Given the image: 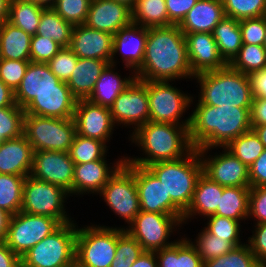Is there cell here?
<instances>
[{
    "instance_id": "94428289",
    "label": "cell",
    "mask_w": 266,
    "mask_h": 267,
    "mask_svg": "<svg viewBox=\"0 0 266 267\" xmlns=\"http://www.w3.org/2000/svg\"><path fill=\"white\" fill-rule=\"evenodd\" d=\"M253 97L266 99V68L249 75Z\"/></svg>"
},
{
    "instance_id": "8fae6325",
    "label": "cell",
    "mask_w": 266,
    "mask_h": 267,
    "mask_svg": "<svg viewBox=\"0 0 266 267\" xmlns=\"http://www.w3.org/2000/svg\"><path fill=\"white\" fill-rule=\"evenodd\" d=\"M103 202L109 206L114 215H118L124 225L120 226L126 229L141 211L138 196V190L135 183V164L124 163L98 194ZM126 222V223H125Z\"/></svg>"
},
{
    "instance_id": "003e7915",
    "label": "cell",
    "mask_w": 266,
    "mask_h": 267,
    "mask_svg": "<svg viewBox=\"0 0 266 267\" xmlns=\"http://www.w3.org/2000/svg\"><path fill=\"white\" fill-rule=\"evenodd\" d=\"M11 0H0V25L8 21Z\"/></svg>"
},
{
    "instance_id": "f907efd6",
    "label": "cell",
    "mask_w": 266,
    "mask_h": 267,
    "mask_svg": "<svg viewBox=\"0 0 266 267\" xmlns=\"http://www.w3.org/2000/svg\"><path fill=\"white\" fill-rule=\"evenodd\" d=\"M63 47L53 39L40 35L31 36L30 61L48 63Z\"/></svg>"
},
{
    "instance_id": "277c9868",
    "label": "cell",
    "mask_w": 266,
    "mask_h": 267,
    "mask_svg": "<svg viewBox=\"0 0 266 267\" xmlns=\"http://www.w3.org/2000/svg\"><path fill=\"white\" fill-rule=\"evenodd\" d=\"M193 80L198 83L197 87L199 85V94L198 97L193 94L191 104L251 108L253 95L249 75L233 70L229 65L197 74Z\"/></svg>"
},
{
    "instance_id": "7c38bea8",
    "label": "cell",
    "mask_w": 266,
    "mask_h": 267,
    "mask_svg": "<svg viewBox=\"0 0 266 267\" xmlns=\"http://www.w3.org/2000/svg\"><path fill=\"white\" fill-rule=\"evenodd\" d=\"M182 217L140 211L125 230L141 244L144 251L156 252L178 240L177 237L172 241L170 237L181 233Z\"/></svg>"
},
{
    "instance_id": "74e56055",
    "label": "cell",
    "mask_w": 266,
    "mask_h": 267,
    "mask_svg": "<svg viewBox=\"0 0 266 267\" xmlns=\"http://www.w3.org/2000/svg\"><path fill=\"white\" fill-rule=\"evenodd\" d=\"M25 177L0 174V208L11 215L21 211Z\"/></svg>"
},
{
    "instance_id": "f1b7e54d",
    "label": "cell",
    "mask_w": 266,
    "mask_h": 267,
    "mask_svg": "<svg viewBox=\"0 0 266 267\" xmlns=\"http://www.w3.org/2000/svg\"><path fill=\"white\" fill-rule=\"evenodd\" d=\"M117 68V65L110 63L106 66L96 81L95 88L88 98L89 101L110 108L120 93L136 78L134 72H128V76L122 77V74L119 73L120 69L117 71Z\"/></svg>"
},
{
    "instance_id": "ffe728a7",
    "label": "cell",
    "mask_w": 266,
    "mask_h": 267,
    "mask_svg": "<svg viewBox=\"0 0 266 267\" xmlns=\"http://www.w3.org/2000/svg\"><path fill=\"white\" fill-rule=\"evenodd\" d=\"M135 183L141 211L183 216L184 213L167 196L163 183L147 167L135 165Z\"/></svg>"
},
{
    "instance_id": "83f0119b",
    "label": "cell",
    "mask_w": 266,
    "mask_h": 267,
    "mask_svg": "<svg viewBox=\"0 0 266 267\" xmlns=\"http://www.w3.org/2000/svg\"><path fill=\"white\" fill-rule=\"evenodd\" d=\"M224 17L222 0H198L178 26L183 33H212Z\"/></svg>"
},
{
    "instance_id": "d4e9b609",
    "label": "cell",
    "mask_w": 266,
    "mask_h": 267,
    "mask_svg": "<svg viewBox=\"0 0 266 267\" xmlns=\"http://www.w3.org/2000/svg\"><path fill=\"white\" fill-rule=\"evenodd\" d=\"M33 148L22 134L0 143V174L29 176L33 166Z\"/></svg>"
},
{
    "instance_id": "ba28073f",
    "label": "cell",
    "mask_w": 266,
    "mask_h": 267,
    "mask_svg": "<svg viewBox=\"0 0 266 267\" xmlns=\"http://www.w3.org/2000/svg\"><path fill=\"white\" fill-rule=\"evenodd\" d=\"M23 134L33 151L69 152L76 135V124L74 118L25 114Z\"/></svg>"
},
{
    "instance_id": "91938a15",
    "label": "cell",
    "mask_w": 266,
    "mask_h": 267,
    "mask_svg": "<svg viewBox=\"0 0 266 267\" xmlns=\"http://www.w3.org/2000/svg\"><path fill=\"white\" fill-rule=\"evenodd\" d=\"M251 126L266 124V99L253 97L250 109Z\"/></svg>"
},
{
    "instance_id": "3957f363",
    "label": "cell",
    "mask_w": 266,
    "mask_h": 267,
    "mask_svg": "<svg viewBox=\"0 0 266 267\" xmlns=\"http://www.w3.org/2000/svg\"><path fill=\"white\" fill-rule=\"evenodd\" d=\"M131 143L138 146L142 157L125 156V162L147 167L160 161H174L188 155L194 147L189 139V125L150 122L140 126L131 135Z\"/></svg>"
},
{
    "instance_id": "4316f807",
    "label": "cell",
    "mask_w": 266,
    "mask_h": 267,
    "mask_svg": "<svg viewBox=\"0 0 266 267\" xmlns=\"http://www.w3.org/2000/svg\"><path fill=\"white\" fill-rule=\"evenodd\" d=\"M223 193V186L211 181L203 173L198 178L194 195L190 206L183 214L182 224H188L187 222L200 218H207L215 215L219 205L220 197Z\"/></svg>"
},
{
    "instance_id": "753ad0ef",
    "label": "cell",
    "mask_w": 266,
    "mask_h": 267,
    "mask_svg": "<svg viewBox=\"0 0 266 267\" xmlns=\"http://www.w3.org/2000/svg\"><path fill=\"white\" fill-rule=\"evenodd\" d=\"M263 46L266 48V34H265V39H264V45Z\"/></svg>"
},
{
    "instance_id": "52a82bcc",
    "label": "cell",
    "mask_w": 266,
    "mask_h": 267,
    "mask_svg": "<svg viewBox=\"0 0 266 267\" xmlns=\"http://www.w3.org/2000/svg\"><path fill=\"white\" fill-rule=\"evenodd\" d=\"M70 194L64 188L26 176L23 184L21 211L55 218L60 224L75 221L66 204Z\"/></svg>"
},
{
    "instance_id": "bcb514c9",
    "label": "cell",
    "mask_w": 266,
    "mask_h": 267,
    "mask_svg": "<svg viewBox=\"0 0 266 267\" xmlns=\"http://www.w3.org/2000/svg\"><path fill=\"white\" fill-rule=\"evenodd\" d=\"M24 109L17 104L0 108V143L23 134Z\"/></svg>"
},
{
    "instance_id": "6f0895ef",
    "label": "cell",
    "mask_w": 266,
    "mask_h": 267,
    "mask_svg": "<svg viewBox=\"0 0 266 267\" xmlns=\"http://www.w3.org/2000/svg\"><path fill=\"white\" fill-rule=\"evenodd\" d=\"M180 267H204L201 257L184 236L180 237Z\"/></svg>"
},
{
    "instance_id": "2e32d148",
    "label": "cell",
    "mask_w": 266,
    "mask_h": 267,
    "mask_svg": "<svg viewBox=\"0 0 266 267\" xmlns=\"http://www.w3.org/2000/svg\"><path fill=\"white\" fill-rule=\"evenodd\" d=\"M74 121L78 135L100 140L106 145L111 142L114 130L116 131L114 128H117L110 108L94 104L88 99L77 100Z\"/></svg>"
},
{
    "instance_id": "5b68a950",
    "label": "cell",
    "mask_w": 266,
    "mask_h": 267,
    "mask_svg": "<svg viewBox=\"0 0 266 267\" xmlns=\"http://www.w3.org/2000/svg\"><path fill=\"white\" fill-rule=\"evenodd\" d=\"M147 168L163 183L167 196L185 213L191 204L196 183L203 173L198 149L174 161H160Z\"/></svg>"
},
{
    "instance_id": "9c48e42d",
    "label": "cell",
    "mask_w": 266,
    "mask_h": 267,
    "mask_svg": "<svg viewBox=\"0 0 266 267\" xmlns=\"http://www.w3.org/2000/svg\"><path fill=\"white\" fill-rule=\"evenodd\" d=\"M173 82L147 81L149 121L190 125V113L186 118L185 113L191 108L193 95L173 86Z\"/></svg>"
},
{
    "instance_id": "681fc988",
    "label": "cell",
    "mask_w": 266,
    "mask_h": 267,
    "mask_svg": "<svg viewBox=\"0 0 266 267\" xmlns=\"http://www.w3.org/2000/svg\"><path fill=\"white\" fill-rule=\"evenodd\" d=\"M30 61L0 59V79L12 91H16Z\"/></svg>"
},
{
    "instance_id": "d6a6232c",
    "label": "cell",
    "mask_w": 266,
    "mask_h": 267,
    "mask_svg": "<svg viewBox=\"0 0 266 267\" xmlns=\"http://www.w3.org/2000/svg\"><path fill=\"white\" fill-rule=\"evenodd\" d=\"M250 188L223 186V193L215 215L240 221L241 223L245 222L249 214Z\"/></svg>"
},
{
    "instance_id": "60d3db41",
    "label": "cell",
    "mask_w": 266,
    "mask_h": 267,
    "mask_svg": "<svg viewBox=\"0 0 266 267\" xmlns=\"http://www.w3.org/2000/svg\"><path fill=\"white\" fill-rule=\"evenodd\" d=\"M243 164L249 167L265 150L264 144L253 129L233 139L227 146Z\"/></svg>"
},
{
    "instance_id": "30bf717a",
    "label": "cell",
    "mask_w": 266,
    "mask_h": 267,
    "mask_svg": "<svg viewBox=\"0 0 266 267\" xmlns=\"http://www.w3.org/2000/svg\"><path fill=\"white\" fill-rule=\"evenodd\" d=\"M117 227L77 224L75 259L86 267H110L115 258Z\"/></svg>"
},
{
    "instance_id": "8d00e7d4",
    "label": "cell",
    "mask_w": 266,
    "mask_h": 267,
    "mask_svg": "<svg viewBox=\"0 0 266 267\" xmlns=\"http://www.w3.org/2000/svg\"><path fill=\"white\" fill-rule=\"evenodd\" d=\"M184 237L195 248L203 262L223 256L236 247L232 242H227L225 239L209 233L204 227L198 232L194 240L185 234Z\"/></svg>"
},
{
    "instance_id": "a7ac6f4b",
    "label": "cell",
    "mask_w": 266,
    "mask_h": 267,
    "mask_svg": "<svg viewBox=\"0 0 266 267\" xmlns=\"http://www.w3.org/2000/svg\"><path fill=\"white\" fill-rule=\"evenodd\" d=\"M255 133L258 135L260 141L264 144L266 148V124L260 126H251Z\"/></svg>"
},
{
    "instance_id": "f6af8a7d",
    "label": "cell",
    "mask_w": 266,
    "mask_h": 267,
    "mask_svg": "<svg viewBox=\"0 0 266 267\" xmlns=\"http://www.w3.org/2000/svg\"><path fill=\"white\" fill-rule=\"evenodd\" d=\"M204 267H261L248 244L235 247L227 254L207 260Z\"/></svg>"
},
{
    "instance_id": "8992f818",
    "label": "cell",
    "mask_w": 266,
    "mask_h": 267,
    "mask_svg": "<svg viewBox=\"0 0 266 267\" xmlns=\"http://www.w3.org/2000/svg\"><path fill=\"white\" fill-rule=\"evenodd\" d=\"M77 223L61 224L21 257V267H68L75 260Z\"/></svg>"
},
{
    "instance_id": "4dcf8cb0",
    "label": "cell",
    "mask_w": 266,
    "mask_h": 267,
    "mask_svg": "<svg viewBox=\"0 0 266 267\" xmlns=\"http://www.w3.org/2000/svg\"><path fill=\"white\" fill-rule=\"evenodd\" d=\"M31 36L5 21L0 25V59L30 61Z\"/></svg>"
},
{
    "instance_id": "e575fe53",
    "label": "cell",
    "mask_w": 266,
    "mask_h": 267,
    "mask_svg": "<svg viewBox=\"0 0 266 267\" xmlns=\"http://www.w3.org/2000/svg\"><path fill=\"white\" fill-rule=\"evenodd\" d=\"M46 7L23 0H11L8 22L30 36L36 35L41 14Z\"/></svg>"
},
{
    "instance_id": "836d02e7",
    "label": "cell",
    "mask_w": 266,
    "mask_h": 267,
    "mask_svg": "<svg viewBox=\"0 0 266 267\" xmlns=\"http://www.w3.org/2000/svg\"><path fill=\"white\" fill-rule=\"evenodd\" d=\"M74 26L66 22L51 7L45 8L41 14L37 35L53 39L62 47H69Z\"/></svg>"
},
{
    "instance_id": "816d5d0a",
    "label": "cell",
    "mask_w": 266,
    "mask_h": 267,
    "mask_svg": "<svg viewBox=\"0 0 266 267\" xmlns=\"http://www.w3.org/2000/svg\"><path fill=\"white\" fill-rule=\"evenodd\" d=\"M243 44L264 45L266 34V15L239 21Z\"/></svg>"
},
{
    "instance_id": "b9f144b4",
    "label": "cell",
    "mask_w": 266,
    "mask_h": 267,
    "mask_svg": "<svg viewBox=\"0 0 266 267\" xmlns=\"http://www.w3.org/2000/svg\"><path fill=\"white\" fill-rule=\"evenodd\" d=\"M143 252L141 244L126 230L117 226L115 258L110 267H131Z\"/></svg>"
},
{
    "instance_id": "c3c4849f",
    "label": "cell",
    "mask_w": 266,
    "mask_h": 267,
    "mask_svg": "<svg viewBox=\"0 0 266 267\" xmlns=\"http://www.w3.org/2000/svg\"><path fill=\"white\" fill-rule=\"evenodd\" d=\"M77 61V55L69 47H63L47 64L60 81L67 82Z\"/></svg>"
},
{
    "instance_id": "f546056e",
    "label": "cell",
    "mask_w": 266,
    "mask_h": 267,
    "mask_svg": "<svg viewBox=\"0 0 266 267\" xmlns=\"http://www.w3.org/2000/svg\"><path fill=\"white\" fill-rule=\"evenodd\" d=\"M108 64V61L99 59L78 58L76 68L66 82L77 100L90 97L96 81Z\"/></svg>"
},
{
    "instance_id": "d590c367",
    "label": "cell",
    "mask_w": 266,
    "mask_h": 267,
    "mask_svg": "<svg viewBox=\"0 0 266 267\" xmlns=\"http://www.w3.org/2000/svg\"><path fill=\"white\" fill-rule=\"evenodd\" d=\"M132 10V23L143 27L172 25L168 19L165 0H136Z\"/></svg>"
},
{
    "instance_id": "11a10c76",
    "label": "cell",
    "mask_w": 266,
    "mask_h": 267,
    "mask_svg": "<svg viewBox=\"0 0 266 267\" xmlns=\"http://www.w3.org/2000/svg\"><path fill=\"white\" fill-rule=\"evenodd\" d=\"M198 0H165L168 19L172 25H179Z\"/></svg>"
},
{
    "instance_id": "db71d44e",
    "label": "cell",
    "mask_w": 266,
    "mask_h": 267,
    "mask_svg": "<svg viewBox=\"0 0 266 267\" xmlns=\"http://www.w3.org/2000/svg\"><path fill=\"white\" fill-rule=\"evenodd\" d=\"M252 227V235L247 238L246 243L262 266L266 263V223L254 224Z\"/></svg>"
},
{
    "instance_id": "e0dca14e",
    "label": "cell",
    "mask_w": 266,
    "mask_h": 267,
    "mask_svg": "<svg viewBox=\"0 0 266 267\" xmlns=\"http://www.w3.org/2000/svg\"><path fill=\"white\" fill-rule=\"evenodd\" d=\"M74 165L68 152L34 151L30 175L64 188L72 197Z\"/></svg>"
},
{
    "instance_id": "ac0fdd59",
    "label": "cell",
    "mask_w": 266,
    "mask_h": 267,
    "mask_svg": "<svg viewBox=\"0 0 266 267\" xmlns=\"http://www.w3.org/2000/svg\"><path fill=\"white\" fill-rule=\"evenodd\" d=\"M147 37L148 27L131 23L121 28L113 35L110 64L118 65L122 62L124 70L135 73L142 65ZM118 57L122 61L119 62Z\"/></svg>"
},
{
    "instance_id": "603a6c76",
    "label": "cell",
    "mask_w": 266,
    "mask_h": 267,
    "mask_svg": "<svg viewBox=\"0 0 266 267\" xmlns=\"http://www.w3.org/2000/svg\"><path fill=\"white\" fill-rule=\"evenodd\" d=\"M69 48L78 58L99 59L110 63L113 35L92 29L86 24L76 25L72 30Z\"/></svg>"
},
{
    "instance_id": "9f6ffc18",
    "label": "cell",
    "mask_w": 266,
    "mask_h": 267,
    "mask_svg": "<svg viewBox=\"0 0 266 267\" xmlns=\"http://www.w3.org/2000/svg\"><path fill=\"white\" fill-rule=\"evenodd\" d=\"M171 246L155 252L158 267H180V237Z\"/></svg>"
},
{
    "instance_id": "f5cc1de1",
    "label": "cell",
    "mask_w": 266,
    "mask_h": 267,
    "mask_svg": "<svg viewBox=\"0 0 266 267\" xmlns=\"http://www.w3.org/2000/svg\"><path fill=\"white\" fill-rule=\"evenodd\" d=\"M247 219V221L253 220L254 224L266 223V186L250 188Z\"/></svg>"
},
{
    "instance_id": "be15d7a7",
    "label": "cell",
    "mask_w": 266,
    "mask_h": 267,
    "mask_svg": "<svg viewBox=\"0 0 266 267\" xmlns=\"http://www.w3.org/2000/svg\"><path fill=\"white\" fill-rule=\"evenodd\" d=\"M14 105H16L14 91H12L0 79V108Z\"/></svg>"
},
{
    "instance_id": "89a4df30",
    "label": "cell",
    "mask_w": 266,
    "mask_h": 267,
    "mask_svg": "<svg viewBox=\"0 0 266 267\" xmlns=\"http://www.w3.org/2000/svg\"><path fill=\"white\" fill-rule=\"evenodd\" d=\"M23 1L36 3V4H39V5H42V6L46 7V8L52 7L56 2V0H23Z\"/></svg>"
},
{
    "instance_id": "7a4b0ae2",
    "label": "cell",
    "mask_w": 266,
    "mask_h": 267,
    "mask_svg": "<svg viewBox=\"0 0 266 267\" xmlns=\"http://www.w3.org/2000/svg\"><path fill=\"white\" fill-rule=\"evenodd\" d=\"M195 105L190 114L189 139L196 149L225 147L252 129L250 109Z\"/></svg>"
},
{
    "instance_id": "680465c9",
    "label": "cell",
    "mask_w": 266,
    "mask_h": 267,
    "mask_svg": "<svg viewBox=\"0 0 266 267\" xmlns=\"http://www.w3.org/2000/svg\"><path fill=\"white\" fill-rule=\"evenodd\" d=\"M248 168L250 187L266 186V148Z\"/></svg>"
},
{
    "instance_id": "e7e4bbea",
    "label": "cell",
    "mask_w": 266,
    "mask_h": 267,
    "mask_svg": "<svg viewBox=\"0 0 266 267\" xmlns=\"http://www.w3.org/2000/svg\"><path fill=\"white\" fill-rule=\"evenodd\" d=\"M131 267H158L155 252L144 251Z\"/></svg>"
},
{
    "instance_id": "44dd1931",
    "label": "cell",
    "mask_w": 266,
    "mask_h": 267,
    "mask_svg": "<svg viewBox=\"0 0 266 267\" xmlns=\"http://www.w3.org/2000/svg\"><path fill=\"white\" fill-rule=\"evenodd\" d=\"M71 91L66 82L60 81L47 63L29 62L20 85L14 92L15 103L25 108L41 92Z\"/></svg>"
},
{
    "instance_id": "484cf974",
    "label": "cell",
    "mask_w": 266,
    "mask_h": 267,
    "mask_svg": "<svg viewBox=\"0 0 266 267\" xmlns=\"http://www.w3.org/2000/svg\"><path fill=\"white\" fill-rule=\"evenodd\" d=\"M77 99L71 91L41 92L25 108V114L67 119L74 118Z\"/></svg>"
},
{
    "instance_id": "7bdbcfd3",
    "label": "cell",
    "mask_w": 266,
    "mask_h": 267,
    "mask_svg": "<svg viewBox=\"0 0 266 267\" xmlns=\"http://www.w3.org/2000/svg\"><path fill=\"white\" fill-rule=\"evenodd\" d=\"M207 220V221H206ZM204 228L211 234L225 239L227 242H232L236 247L243 245L245 242L241 241L242 223L226 217L212 215L204 219ZM241 234V235H240Z\"/></svg>"
},
{
    "instance_id": "f35d334b",
    "label": "cell",
    "mask_w": 266,
    "mask_h": 267,
    "mask_svg": "<svg viewBox=\"0 0 266 267\" xmlns=\"http://www.w3.org/2000/svg\"><path fill=\"white\" fill-rule=\"evenodd\" d=\"M108 148L109 146L100 140L76 133L68 153L75 164H82L103 159L105 156L109 157Z\"/></svg>"
},
{
    "instance_id": "ab89813d",
    "label": "cell",
    "mask_w": 266,
    "mask_h": 267,
    "mask_svg": "<svg viewBox=\"0 0 266 267\" xmlns=\"http://www.w3.org/2000/svg\"><path fill=\"white\" fill-rule=\"evenodd\" d=\"M228 65L247 75L265 69L266 48L263 45L242 44L238 54Z\"/></svg>"
},
{
    "instance_id": "9a60e30c",
    "label": "cell",
    "mask_w": 266,
    "mask_h": 267,
    "mask_svg": "<svg viewBox=\"0 0 266 267\" xmlns=\"http://www.w3.org/2000/svg\"><path fill=\"white\" fill-rule=\"evenodd\" d=\"M116 127L130 128V135L149 121L147 81L137 78L115 99L110 107ZM132 126V127H131Z\"/></svg>"
},
{
    "instance_id": "7dc6e473",
    "label": "cell",
    "mask_w": 266,
    "mask_h": 267,
    "mask_svg": "<svg viewBox=\"0 0 266 267\" xmlns=\"http://www.w3.org/2000/svg\"><path fill=\"white\" fill-rule=\"evenodd\" d=\"M91 0H56L51 7L73 26L85 24Z\"/></svg>"
},
{
    "instance_id": "03108f58",
    "label": "cell",
    "mask_w": 266,
    "mask_h": 267,
    "mask_svg": "<svg viewBox=\"0 0 266 267\" xmlns=\"http://www.w3.org/2000/svg\"><path fill=\"white\" fill-rule=\"evenodd\" d=\"M11 214L0 208V241H5Z\"/></svg>"
},
{
    "instance_id": "6125c7cd",
    "label": "cell",
    "mask_w": 266,
    "mask_h": 267,
    "mask_svg": "<svg viewBox=\"0 0 266 267\" xmlns=\"http://www.w3.org/2000/svg\"><path fill=\"white\" fill-rule=\"evenodd\" d=\"M0 267H21V258L6 245L5 241H0Z\"/></svg>"
},
{
    "instance_id": "2644e50d",
    "label": "cell",
    "mask_w": 266,
    "mask_h": 267,
    "mask_svg": "<svg viewBox=\"0 0 266 267\" xmlns=\"http://www.w3.org/2000/svg\"><path fill=\"white\" fill-rule=\"evenodd\" d=\"M114 1L125 4L131 9L134 7L136 3V0H114Z\"/></svg>"
},
{
    "instance_id": "d6986e66",
    "label": "cell",
    "mask_w": 266,
    "mask_h": 267,
    "mask_svg": "<svg viewBox=\"0 0 266 267\" xmlns=\"http://www.w3.org/2000/svg\"><path fill=\"white\" fill-rule=\"evenodd\" d=\"M125 156L119 157L115 161H112V163H109L105 156L100 160L75 164L72 196L79 198L88 194L97 196L109 179L125 163Z\"/></svg>"
},
{
    "instance_id": "4fadbf2b",
    "label": "cell",
    "mask_w": 266,
    "mask_h": 267,
    "mask_svg": "<svg viewBox=\"0 0 266 267\" xmlns=\"http://www.w3.org/2000/svg\"><path fill=\"white\" fill-rule=\"evenodd\" d=\"M60 225L55 218L19 211L11 215L5 243L21 258Z\"/></svg>"
},
{
    "instance_id": "5bb4252c",
    "label": "cell",
    "mask_w": 266,
    "mask_h": 267,
    "mask_svg": "<svg viewBox=\"0 0 266 267\" xmlns=\"http://www.w3.org/2000/svg\"><path fill=\"white\" fill-rule=\"evenodd\" d=\"M218 148L222 152H211L214 149L218 150ZM198 152L203 174L211 181L224 187H250L249 168L226 147L198 149Z\"/></svg>"
},
{
    "instance_id": "ee69618b",
    "label": "cell",
    "mask_w": 266,
    "mask_h": 267,
    "mask_svg": "<svg viewBox=\"0 0 266 267\" xmlns=\"http://www.w3.org/2000/svg\"><path fill=\"white\" fill-rule=\"evenodd\" d=\"M222 2L225 16L238 21L266 15V0H222Z\"/></svg>"
},
{
    "instance_id": "cb8c5ba5",
    "label": "cell",
    "mask_w": 266,
    "mask_h": 267,
    "mask_svg": "<svg viewBox=\"0 0 266 267\" xmlns=\"http://www.w3.org/2000/svg\"><path fill=\"white\" fill-rule=\"evenodd\" d=\"M132 23V10L114 0H91L85 24L99 31L114 35Z\"/></svg>"
},
{
    "instance_id": "7402d4cb",
    "label": "cell",
    "mask_w": 266,
    "mask_h": 267,
    "mask_svg": "<svg viewBox=\"0 0 266 267\" xmlns=\"http://www.w3.org/2000/svg\"><path fill=\"white\" fill-rule=\"evenodd\" d=\"M189 65L194 75L220 70L228 64L220 56L212 33H184Z\"/></svg>"
},
{
    "instance_id": "1f68e13d",
    "label": "cell",
    "mask_w": 266,
    "mask_h": 267,
    "mask_svg": "<svg viewBox=\"0 0 266 267\" xmlns=\"http://www.w3.org/2000/svg\"><path fill=\"white\" fill-rule=\"evenodd\" d=\"M212 35L220 56L229 64L243 44L239 21L225 16L214 28Z\"/></svg>"
},
{
    "instance_id": "8c879c8a",
    "label": "cell",
    "mask_w": 266,
    "mask_h": 267,
    "mask_svg": "<svg viewBox=\"0 0 266 267\" xmlns=\"http://www.w3.org/2000/svg\"><path fill=\"white\" fill-rule=\"evenodd\" d=\"M68 267H86L82 265L78 260H74Z\"/></svg>"
},
{
    "instance_id": "6da1fadb",
    "label": "cell",
    "mask_w": 266,
    "mask_h": 267,
    "mask_svg": "<svg viewBox=\"0 0 266 267\" xmlns=\"http://www.w3.org/2000/svg\"><path fill=\"white\" fill-rule=\"evenodd\" d=\"M184 33L178 25L150 27L145 54L135 77L141 81H192ZM189 79V80H188Z\"/></svg>"
}]
</instances>
